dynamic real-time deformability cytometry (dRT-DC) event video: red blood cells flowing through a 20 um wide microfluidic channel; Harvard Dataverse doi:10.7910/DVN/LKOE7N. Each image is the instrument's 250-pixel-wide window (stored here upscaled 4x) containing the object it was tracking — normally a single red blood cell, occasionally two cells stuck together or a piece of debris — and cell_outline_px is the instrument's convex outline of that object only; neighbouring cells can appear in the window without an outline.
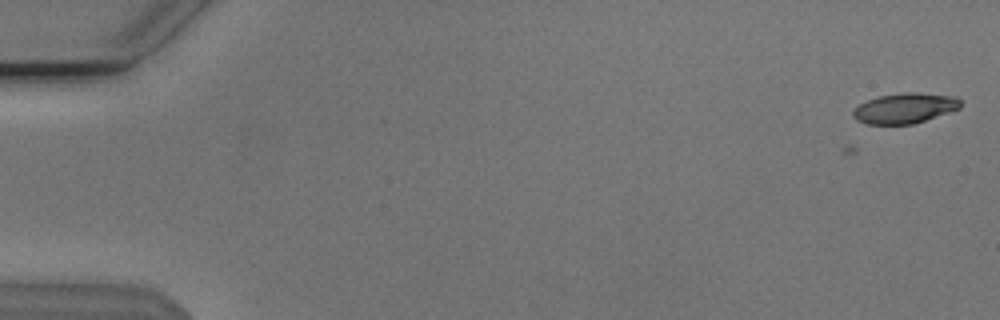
{"species": "Egyptian fruit bat (a non-hibernating species)", "species_latin": "Rousettus aegyptiacus", "temperature_condition": "cold", "stored_images_in_passage": 8, "camera_frame_rate_fps": 3000, "um_per_image_px": 0.085, "animal": {"sex": "male"}, "frame": {"image": 1, "passage_image": 2, "time_ms": 0.333, "image_size_px": [1000, 320], "cell_outline_px": [[960, 108], [912, 124], [868, 124], [856, 120], [852, 116], [852, 112], [860, 104], [868, 100], [880, 96], [904, 92], [916, 92], [956, 96], [960, 100]], "centroid_in_image_um": [76.9, 9.19], "position_along_channel_um": 8.1, "area_um2": 18.73}}